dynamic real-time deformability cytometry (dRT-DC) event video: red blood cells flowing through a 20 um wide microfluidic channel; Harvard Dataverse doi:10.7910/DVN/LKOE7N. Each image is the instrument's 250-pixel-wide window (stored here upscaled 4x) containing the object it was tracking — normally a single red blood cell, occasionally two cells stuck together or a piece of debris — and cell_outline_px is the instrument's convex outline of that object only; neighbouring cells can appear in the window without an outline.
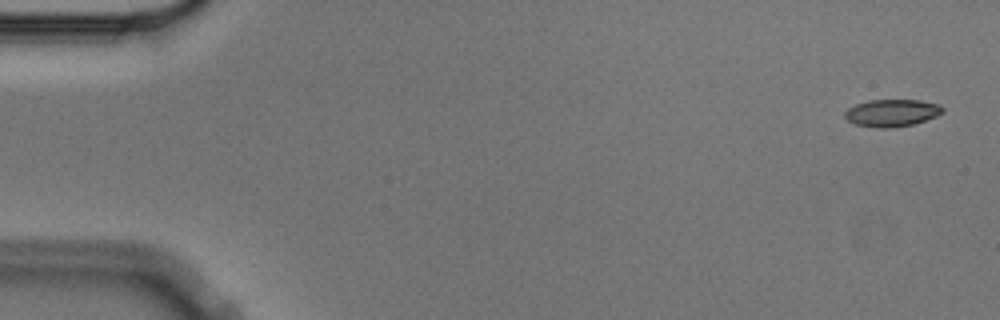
{"species": "Egyptian fruit bat (a non-hibernating species)", "species_latin": "Rousettus aegyptiacus", "temperature_condition": "cold", "stored_images_in_passage": 56, "camera_frame_rate_fps": 3000, "um_per_image_px": 0.085, "animal": {"sex": "male"}, "frame": {"image": 1, "passage_image": 2, "time_ms": 0.333, "image_size_px": [1000, 320], "cell_outline_px": [[944, 112], [936, 116], [912, 124], [892, 128], [876, 128], [856, 124], [848, 120], [844, 116], [844, 112], [848, 108], [856, 104], [868, 100], [920, 100], [940, 104], [944, 108]], "centroid_in_image_um": [75.81, 9.59], "position_along_channel_um": 9.2, "area_um2": 15.55}}
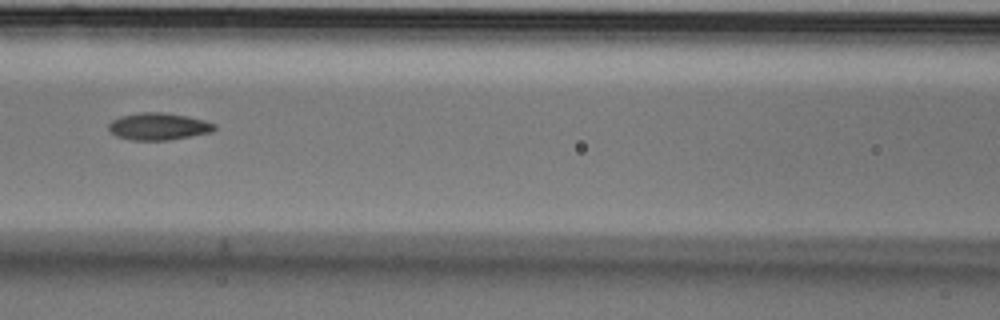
{"frame": {"image": 2, "passage_image": 25, "time_ms": 8.0, "image_size_px": [1000, 320], "cell_outline_px": [[216, 128], [212, 132], [168, 140], [132, 140], [116, 136], [108, 128], [108, 124], [112, 120], [120, 116], [140, 112], [164, 112], [188, 116], [204, 120], [216, 124]], "centroid_in_image_um": [13.47, 10.74], "position_along_channel_um": 153.1, "area_um2": 16.76}}
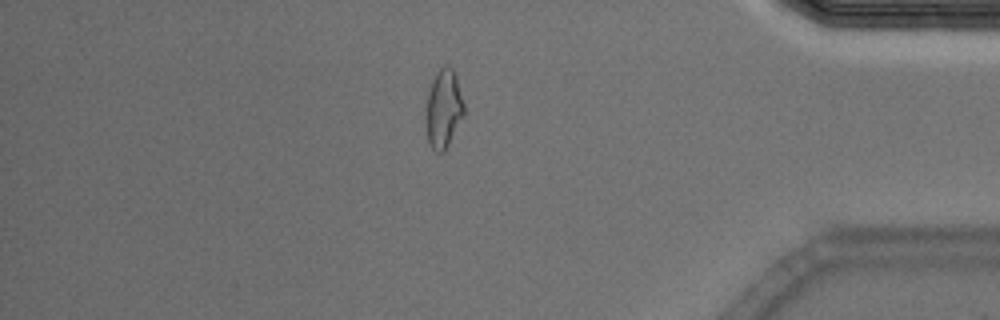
{"frame": {"image": 3, "passage_image": 48, "time_ms": 15.667, "image_size_px": [1000, 320], "cell_outline_px": [[464, 116], [444, 152], [436, 152], [432, 148], [428, 140], [428, 92], [432, 80], [436, 72], [440, 68], [448, 64], [452, 68], [456, 76], [464, 104]], "centroid_in_image_um": [37.74, 9.22], "position_along_channel_um": 397.5, "area_um2": 16.94}, "authors_computed_cell_mechanics": {"area_um2": 16.4441, "velocity_mm_per_s": 3.5929, "shape_relaxation_time_tau1_ms": 6.1686, "shape_relaxation_time_tau2_ms": 3.7359, "deformation_change_tau1": 0.1712, "deformation_change_tau2": 0.0754}}